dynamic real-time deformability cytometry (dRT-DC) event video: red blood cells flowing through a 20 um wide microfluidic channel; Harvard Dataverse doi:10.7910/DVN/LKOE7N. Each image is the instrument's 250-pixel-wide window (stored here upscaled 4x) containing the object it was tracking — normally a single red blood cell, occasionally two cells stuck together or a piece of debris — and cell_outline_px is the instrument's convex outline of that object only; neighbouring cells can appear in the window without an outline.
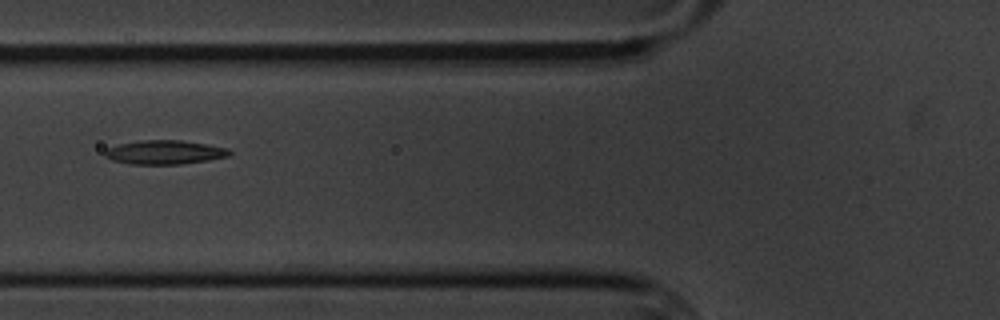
{"species": "common noctule bat (a hibernating species)", "species_latin": "Nyctalus noctula", "temperature_condition": "cold", "stored_images_in_passage": 5, "camera_frame_rate_fps": 3000, "um_per_image_px": 0.085, "animal": {"sex": "male", "body_mass_g": 20.1, "forearm_length_mm": 53.5}, "frame": {"image": 1, "passage_image": 2, "time_ms": 1.333, "image_size_px": [1000, 320], "cell_outline_px": [[232, 152], [228, 156], [208, 160], [180, 164], [128, 164], [112, 160], [104, 156], [104, 152], [108, 148], [120, 144], [140, 140], [180, 140], [208, 144], [228, 148]], "centroid_in_image_um": [13.99, 12.94], "position_along_channel_um": 111.8, "area_um2": 17.4}}
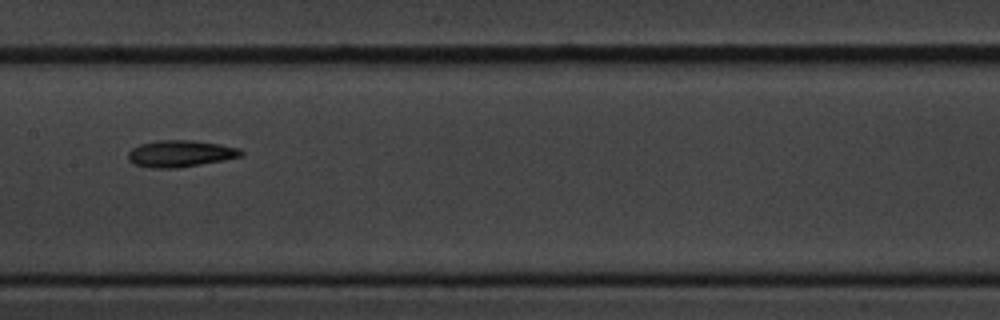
{"frame": {"image": 2, "passage_image": 4, "time_ms": 3.667, "image_size_px": [1000, 320], "cell_outline_px": [[244, 156], [224, 160], [180, 168], [152, 168], [136, 164], [128, 160], [128, 152], [132, 148], [140, 144], [156, 140], [192, 140], [220, 144], [240, 148], [244, 152]], "centroid_in_image_um": [15.36, 13.05], "position_along_channel_um": 192.0, "area_um2": 17.74}}
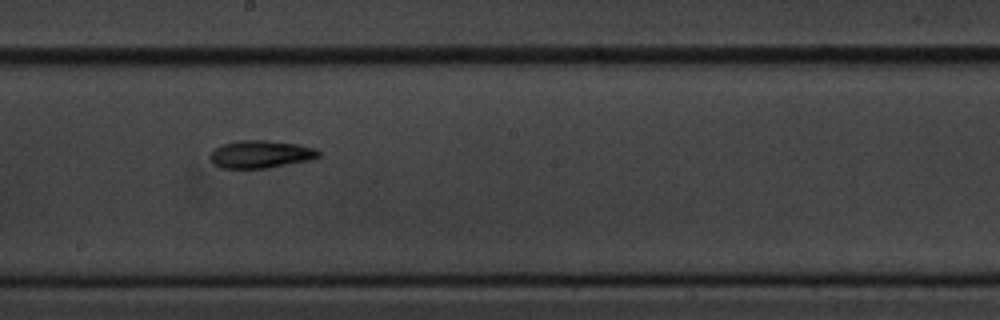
{"frame": {"image": 3, "passage_image": 5, "time_ms": 4.667, "image_size_px": [1000, 320], "cell_outline_px": [[320, 156], [312, 160], [268, 168], [220, 168], [212, 160], [212, 152], [216, 148], [224, 144], [240, 140], [264, 140], [296, 144], [316, 148], [320, 152]], "centroid_in_image_um": [22.23, 13.11], "position_along_channel_um": 226.0, "area_um2": 17.28}}